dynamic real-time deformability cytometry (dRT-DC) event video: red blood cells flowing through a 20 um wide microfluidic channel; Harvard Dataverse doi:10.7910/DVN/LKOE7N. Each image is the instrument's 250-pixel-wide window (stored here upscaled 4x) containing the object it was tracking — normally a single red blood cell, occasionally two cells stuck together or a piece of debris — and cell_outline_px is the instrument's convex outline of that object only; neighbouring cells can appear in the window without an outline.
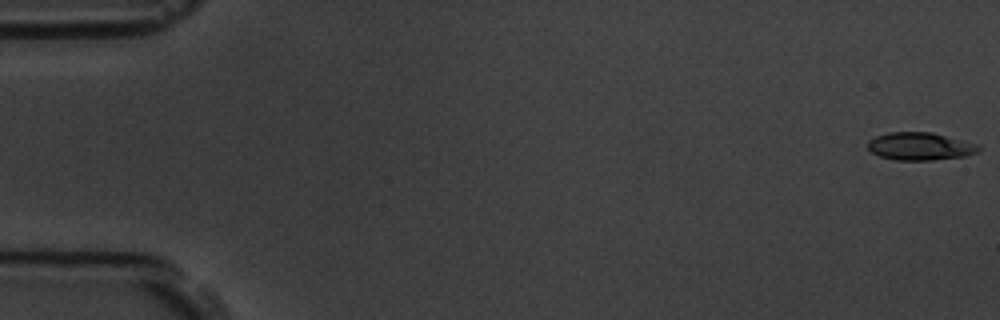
{"species": "common noctule bat (a hibernating species)", "species_latin": "Nyctalus noctula", "temperature_condition": "room temperature", "stored_images_in_passage": 5, "camera_frame_rate_fps": 3000, "um_per_image_px": 0.085, "animal": {"sex": "male", "body_mass_g": 19.5, "forearm_length_mm": 54.6}, "frame": {"image": 1, "passage_image": 1, "time_ms": 0.0, "image_size_px": [1000, 320], "cell_outline_px": [[980, 152], [964, 156], [932, 160], [896, 160], [880, 156], [872, 152], [868, 148], [868, 140], [876, 136], [888, 132], [932, 132], [980, 144]], "centroid_in_image_um": [78.24, 12.43], "position_along_channel_um": 6.8, "area_um2": 18.03}}
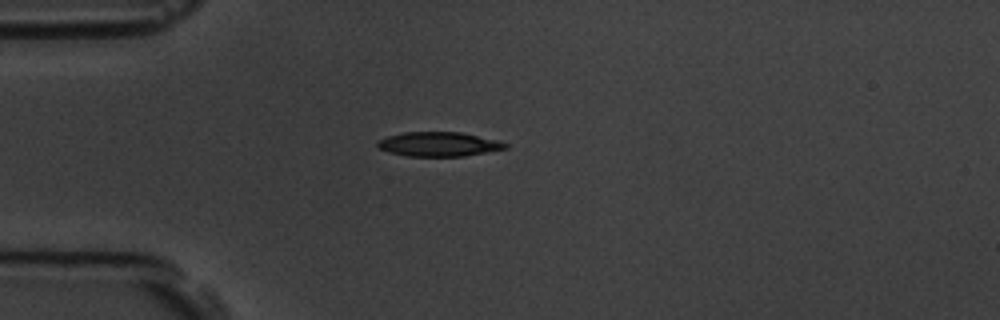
{"frame": {"image": 2, "passage_image": 5, "time_ms": 4.667, "image_size_px": [1000, 320], "cell_outline_px": [[508, 148], [464, 156], [408, 156], [388, 152], [376, 148], [376, 144], [380, 140], [388, 136], [404, 132], [460, 132], [500, 140], [508, 144]], "centroid_in_image_um": [37.3, 12.25], "position_along_channel_um": 47.7, "area_um2": 18.21}}